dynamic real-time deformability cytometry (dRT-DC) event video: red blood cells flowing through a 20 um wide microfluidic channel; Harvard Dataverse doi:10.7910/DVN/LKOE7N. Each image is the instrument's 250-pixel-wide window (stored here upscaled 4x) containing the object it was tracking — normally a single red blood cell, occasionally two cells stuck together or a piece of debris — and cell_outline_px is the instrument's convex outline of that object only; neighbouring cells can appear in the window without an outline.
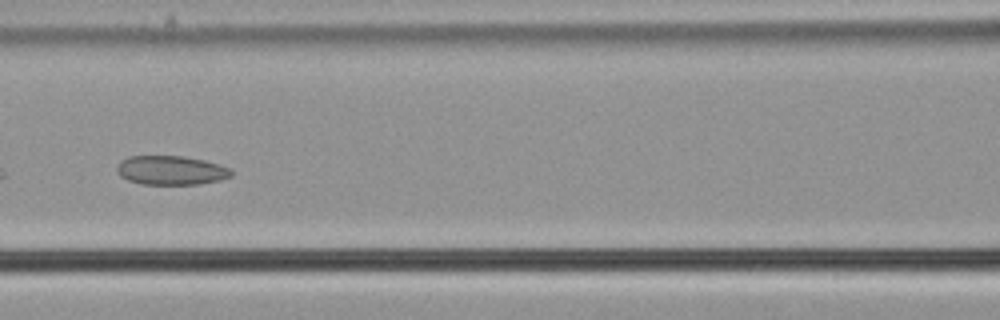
{"species": "common noctule bat (a hibernating species)", "species_latin": "Nyctalus noctula", "temperature_condition": "cold", "stored_images_in_passage": 47, "camera_frame_rate_fps": 3000, "um_per_image_px": 0.085, "animal": {"sex": "male", "body_mass_g": 21.5, "forearm_length_mm": 52.0}, "frame": {"image": 1, "passage_image": 22, "time_ms": 7.0, "image_size_px": [1000, 320], "cell_outline_px": [[232, 176], [220, 180], [200, 184], [140, 184], [128, 180], [120, 176], [116, 172], [116, 168], [120, 160], [128, 156], [184, 156], [204, 160], [220, 164], [228, 168], [232, 172]], "centroid_in_image_um": [14.51, 14.47], "position_along_channel_um": 152.1, "area_um2": 19.54}}
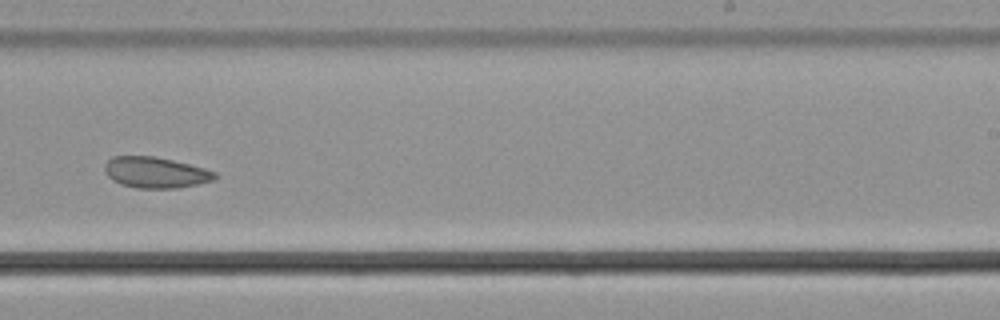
{"frame": {"image": 2, "passage_image": 32, "time_ms": 10.333, "image_size_px": [1000, 320], "cell_outline_px": [[216, 176], [212, 180], [196, 184], [176, 188], [136, 188], [120, 184], [112, 180], [104, 172], [104, 164], [112, 156], [156, 156], [204, 168], [216, 172]], "centroid_in_image_um": [13.16, 14.65], "position_along_channel_um": 275.8, "area_um2": 19.83}}
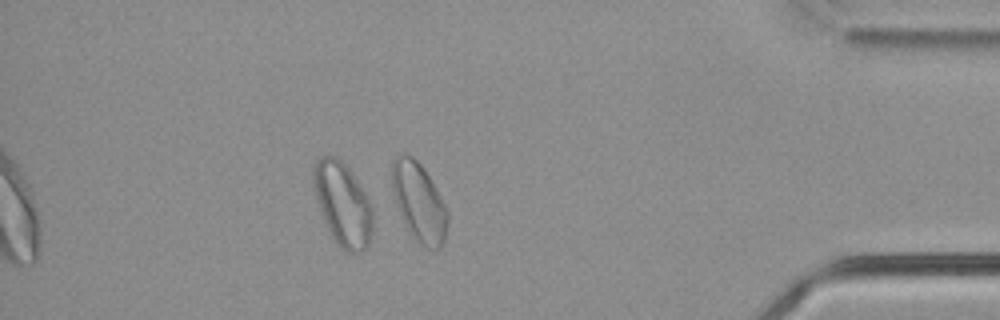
{"frame": {"image": 3, "passage_image": 45, "time_ms": 14.667, "image_size_px": [1000, 320], "cell_outline_px": [[372, 232], [368, 248], [364, 252], [344, 252], [332, 240], [316, 200], [312, 180], [312, 172], [316, 160], [320, 156], [336, 156], [352, 172], [368, 196], [372, 204]], "centroid_in_image_um": [29.14, 17.38], "position_along_channel_um": 406.1, "area_um2": 29.42}, "authors_computed_cell_mechanics": {"area_um2": 21.386, "velocity_mm_per_s": 3.7217, "shape_relaxation_time_tau1_ms": null, "shape_relaxation_time_tau2_ms": 4.1523, "deformation_change_tau1": null, "deformation_change_tau2": 0.0723}}